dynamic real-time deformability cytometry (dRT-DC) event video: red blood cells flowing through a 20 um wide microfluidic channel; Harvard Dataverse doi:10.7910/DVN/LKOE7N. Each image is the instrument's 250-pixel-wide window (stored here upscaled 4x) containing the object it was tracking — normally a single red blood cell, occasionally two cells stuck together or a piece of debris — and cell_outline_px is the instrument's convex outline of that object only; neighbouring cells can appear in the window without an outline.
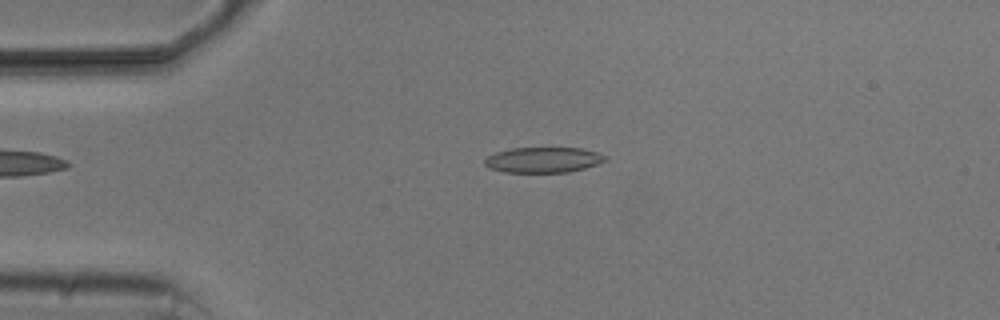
{"species": "common noctule bat (a hibernating species)", "species_latin": "Nyctalus noctula", "temperature_condition": "cold", "stored_images_in_passage": 2, "camera_frame_rate_fps": 3000, "um_per_image_px": 0.085, "animal": {"sex": "male", "body_mass_g": 20.5, "forearm_length_mm": 52.5}, "frame": {"image": 1, "passage_image": 1, "time_ms": 0.0, "image_size_px": [1000, 320], "cell_outline_px": [[608, 160], [584, 168], [568, 172], [504, 172], [488, 168], [484, 164], [484, 160], [488, 156], [496, 152], [512, 148], [580, 148], [596, 152], [608, 156]], "centroid_in_image_um": [46.17, 13.59], "position_along_channel_um": 38.8, "area_um2": 17.86}}